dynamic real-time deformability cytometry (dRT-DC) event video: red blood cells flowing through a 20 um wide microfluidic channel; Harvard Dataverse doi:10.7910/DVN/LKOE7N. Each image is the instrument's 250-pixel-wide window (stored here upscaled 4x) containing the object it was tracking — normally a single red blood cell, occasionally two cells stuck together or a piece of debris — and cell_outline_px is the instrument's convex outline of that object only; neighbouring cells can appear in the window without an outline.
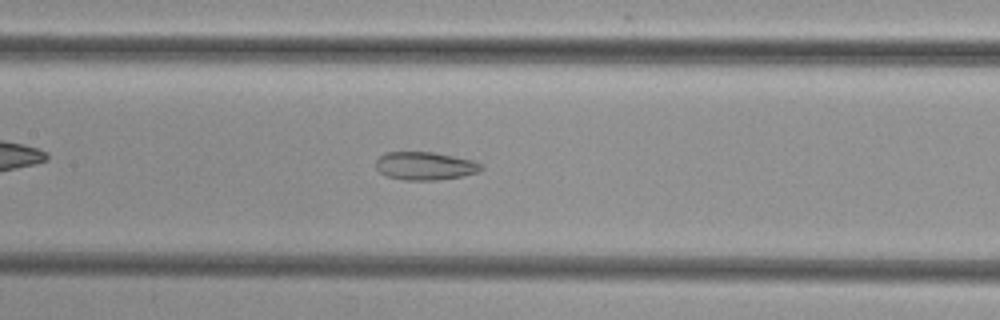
{"species": "common noctule bat (a hibernating species)", "species_latin": "Nyctalus noctula", "temperature_condition": "cold", "stored_images_in_passage": 40, "camera_frame_rate_fps": 3000, "um_per_image_px": 0.085, "animal": {"sex": "female", "body_mass_g": 29.2, "forearm_length_mm": 56.3}, "frame": {"image": 1, "passage_image": 13, "time_ms": 4.0, "image_size_px": [1000, 320], "cell_outline_px": [[484, 168], [476, 172], [464, 176], [436, 180], [404, 180], [388, 176], [380, 172], [376, 168], [376, 160], [380, 156], [388, 152], [432, 152], [472, 160], [484, 164]], "centroid_in_image_um": [36.15, 14.1], "position_along_channel_um": 171.3, "area_um2": 17.17}}
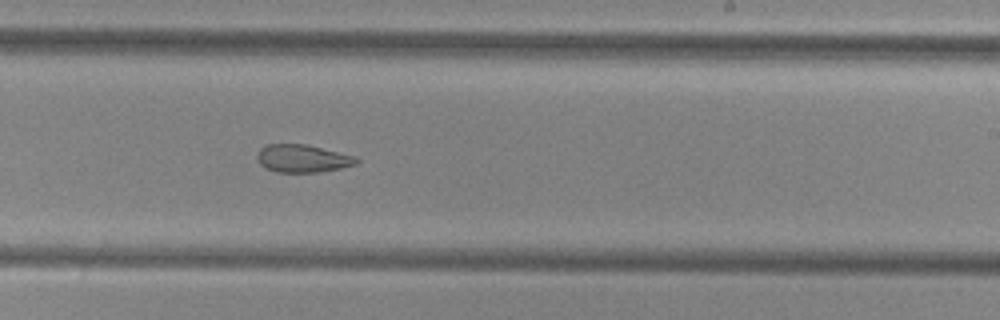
{"frame": {"image": 2, "passage_image": 20, "time_ms": 6.333, "image_size_px": [1000, 320], "cell_outline_px": [[360, 160], [356, 164], [340, 168], [320, 172], [276, 172], [260, 164], [256, 156], [260, 148], [268, 144], [304, 144], [356, 156]], "centroid_in_image_um": [25.72, 13.47], "position_along_channel_um": 263.3, "area_um2": 15.95}}
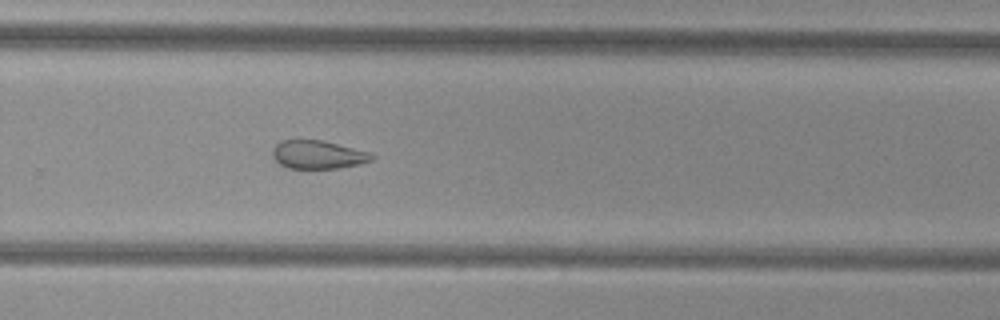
{"frame": {"image": 3, "passage_image": 23, "time_ms": 7.333, "image_size_px": [1000, 320], "cell_outline_px": [[376, 156], [372, 160], [360, 164], [336, 168], [288, 168], [280, 164], [272, 156], [272, 148], [280, 140], [324, 140], [368, 152]], "centroid_in_image_um": [27.01, 13.14], "position_along_channel_um": 302.8, "area_um2": 16.36}}